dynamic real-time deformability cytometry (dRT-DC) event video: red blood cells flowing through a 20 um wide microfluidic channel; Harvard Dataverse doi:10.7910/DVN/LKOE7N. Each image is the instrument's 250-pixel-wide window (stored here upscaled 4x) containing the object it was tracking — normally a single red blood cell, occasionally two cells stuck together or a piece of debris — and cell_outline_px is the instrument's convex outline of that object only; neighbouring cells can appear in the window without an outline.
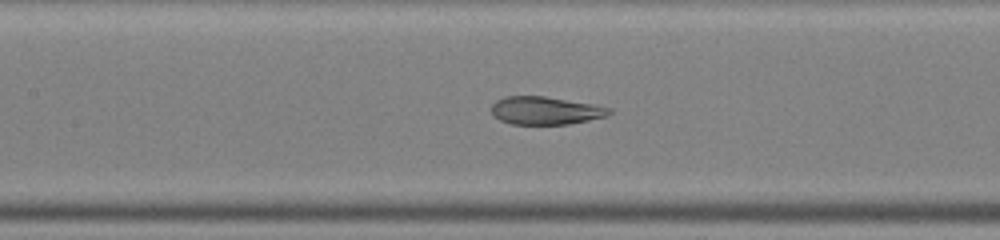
{"species": "common noctule bat (a hibernating species)", "species_latin": "Nyctalus noctula", "temperature_condition": "warm", "stored_images_in_passage": 49, "segment_of_instrument_passage": [2, 2], "camera_frame_rate_fps": 3000, "um_per_image_px": 0.085, "animal": {"sex": "male", "body_mass_g": 19.0, "forearm_length_mm": 50.8}, "frame": {"image": 1, "passage_image": 23, "time_ms": 7.333, "image_size_px": [1000, 240], "cell_outline_px": [[612, 112], [608, 116], [568, 124], [512, 124], [500, 120], [492, 116], [492, 104], [496, 100], [504, 96], [544, 96], [592, 104], [612, 108]], "centroid_in_image_um": [46.35, 9.4], "position_along_channel_um": 161.0, "area_um2": 19.19}}
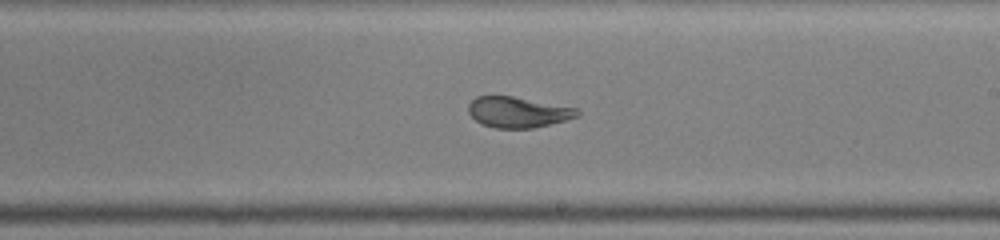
{"frame": {"image": 2, "passage_image": 29, "time_ms": 9.333, "image_size_px": [1000, 240], "cell_outline_px": [[580, 116], [532, 128], [496, 128], [484, 124], [476, 120], [468, 112], [468, 104], [476, 96], [512, 96], [576, 108], [580, 112]], "centroid_in_image_um": [44.01, 9.53], "position_along_channel_um": 245.0, "area_um2": 19.19}}
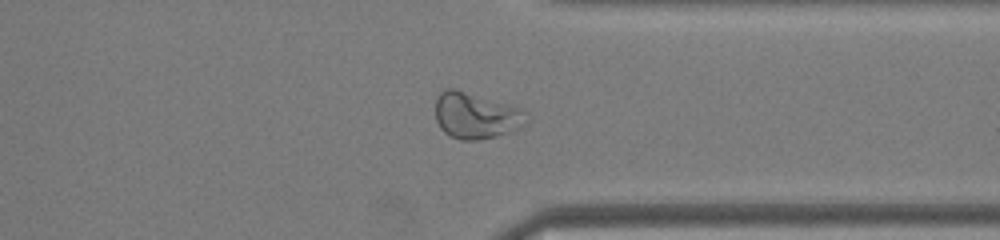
{"frame": {"image": 3, "passage_image": 38, "time_ms": 12.333, "image_size_px": [1000, 240], "cell_outline_px": [[524, 124], [508, 132], [496, 136], [480, 140], [460, 140], [448, 136], [440, 128], [436, 120], [436, 100], [440, 92], [448, 88], [456, 88], [524, 108]], "centroid_in_image_um": [40.4, 9.81], "position_along_channel_um": 371.0, "area_um2": 24.57}}